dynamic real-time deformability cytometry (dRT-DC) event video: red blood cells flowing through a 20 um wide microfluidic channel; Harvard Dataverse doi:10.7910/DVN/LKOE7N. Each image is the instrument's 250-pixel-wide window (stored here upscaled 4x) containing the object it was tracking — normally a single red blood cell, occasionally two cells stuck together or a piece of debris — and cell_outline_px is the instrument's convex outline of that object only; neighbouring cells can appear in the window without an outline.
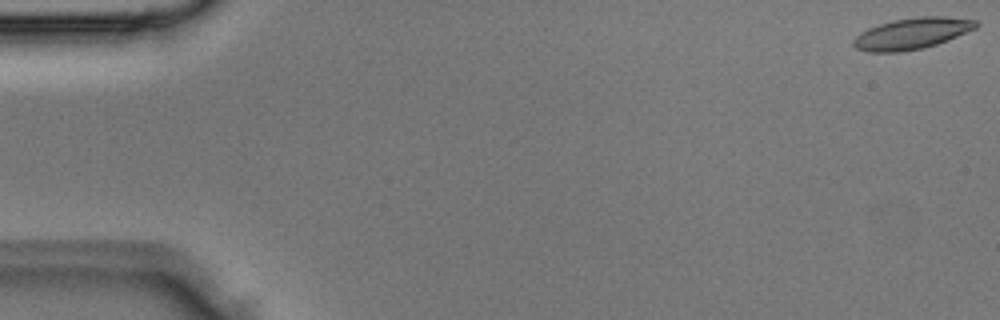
{"species": "Egyptian fruit bat (a non-hibernating species)", "species_latin": "Rousettus aegyptiacus", "temperature_condition": "room temperature", "stored_images_in_passage": 5, "segment_of_instrument_passage": [2, 2], "camera_frame_rate_fps": 3000, "um_per_image_px": 0.085, "animal": {"sex": "male"}, "frame": {"image": 1, "passage_image": 5, "time_ms": 1.333, "image_size_px": [1000, 320], "cell_outline_px": [[980, 24], [976, 28], [948, 40], [924, 48], [900, 52], [868, 52], [856, 48], [852, 44], [852, 40], [860, 32], [868, 28], [892, 20], [916, 16], [944, 16], [976, 20]], "centroid_in_image_um": [77.51, 2.84], "position_along_channel_um": 7.5, "area_um2": 22.48}}